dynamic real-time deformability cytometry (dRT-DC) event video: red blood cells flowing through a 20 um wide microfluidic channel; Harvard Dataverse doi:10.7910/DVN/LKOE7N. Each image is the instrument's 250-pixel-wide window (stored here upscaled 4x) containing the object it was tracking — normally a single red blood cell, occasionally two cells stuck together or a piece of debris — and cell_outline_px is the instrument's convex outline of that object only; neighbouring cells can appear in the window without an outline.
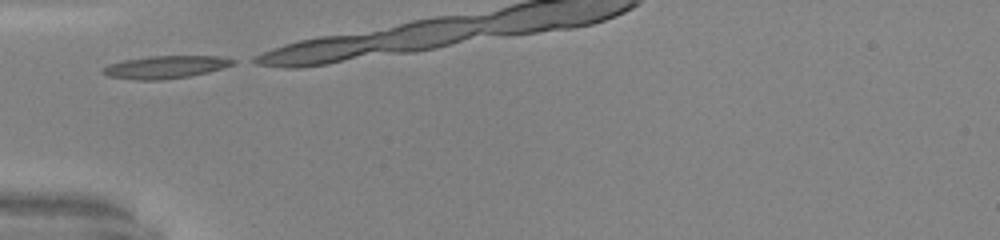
{"species": "common noctule bat (a hibernating species)", "species_latin": "Nyctalus noctula", "temperature_condition": "warm", "stored_images_in_passage": 3, "camera_frame_rate_fps": 3000, "um_per_image_px": 0.085, "animal": {"sex": "male", "body_mass_g": 20.0, "forearm_length_mm": 53.3}, "frame": {"image": 1, "passage_image": 1, "time_ms": 0.0, "image_size_px": [1000, 240], "cell_outline_px": [[236, 64], [208, 72], [188, 76], [164, 80], [140, 80], [108, 76], [100, 72], [108, 64], [124, 60], [152, 56], [216, 56], [236, 60]], "centroid_in_image_um": [14.06, 5.7], "position_along_channel_um": 70.9, "area_um2": 17.05}}